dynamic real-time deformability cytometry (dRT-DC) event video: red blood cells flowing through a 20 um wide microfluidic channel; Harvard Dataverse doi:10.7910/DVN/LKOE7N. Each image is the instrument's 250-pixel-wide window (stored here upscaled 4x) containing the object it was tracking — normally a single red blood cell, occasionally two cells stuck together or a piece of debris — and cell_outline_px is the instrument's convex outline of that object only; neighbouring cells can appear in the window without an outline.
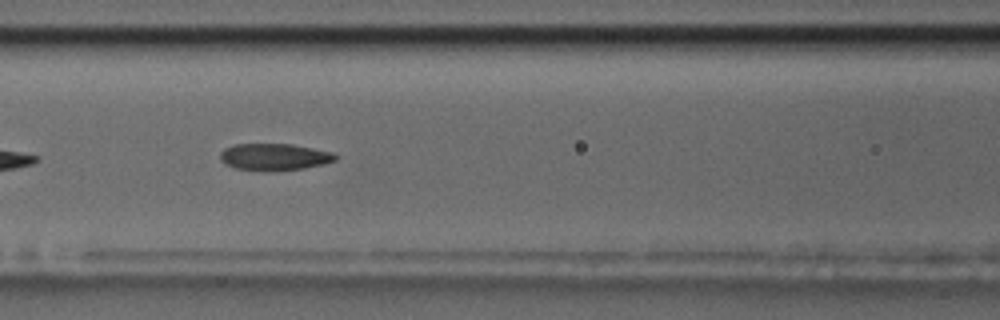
{"species": "common noctule bat (a hibernating species)", "species_latin": "Nyctalus noctula", "temperature_condition": "room temperature", "stored_images_in_passage": 15, "camera_frame_rate_fps": 3000, "um_per_image_px": 0.085, "animal": {"sex": "male", "body_mass_g": 17.5, "forearm_length_mm": 52.3}, "frame": {"image": 1, "passage_image": 9, "time_ms": 2.667, "image_size_px": [1000, 320], "cell_outline_px": [[340, 156], [336, 160], [324, 164], [304, 168], [236, 168], [220, 160], [220, 152], [224, 148], [232, 144], [292, 144], [332, 152]], "centroid_in_image_um": [23.36, 13.28], "position_along_channel_um": 143.2, "area_um2": 17.22}}
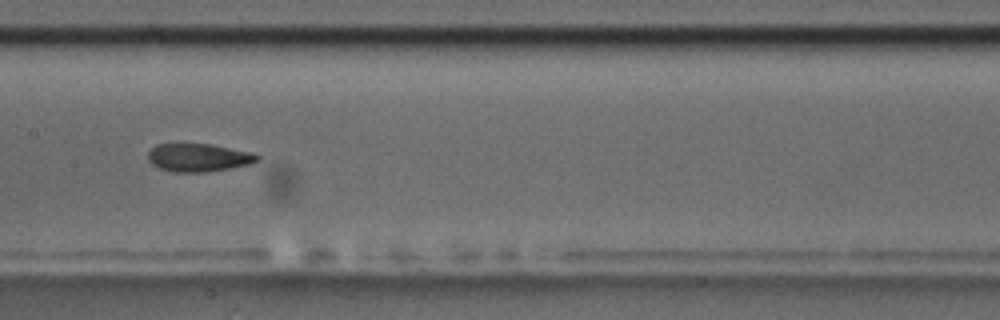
{"frame": {"image": 2, "passage_image": 13, "time_ms": 4.0, "image_size_px": [1000, 320], "cell_outline_px": [[260, 160], [252, 164], [208, 172], [172, 172], [160, 168], [152, 164], [148, 160], [148, 152], [156, 144], [208, 144], [248, 152], [260, 156]], "centroid_in_image_um": [16.86, 13.41], "position_along_channel_um": 190.5, "area_um2": 17.74}}